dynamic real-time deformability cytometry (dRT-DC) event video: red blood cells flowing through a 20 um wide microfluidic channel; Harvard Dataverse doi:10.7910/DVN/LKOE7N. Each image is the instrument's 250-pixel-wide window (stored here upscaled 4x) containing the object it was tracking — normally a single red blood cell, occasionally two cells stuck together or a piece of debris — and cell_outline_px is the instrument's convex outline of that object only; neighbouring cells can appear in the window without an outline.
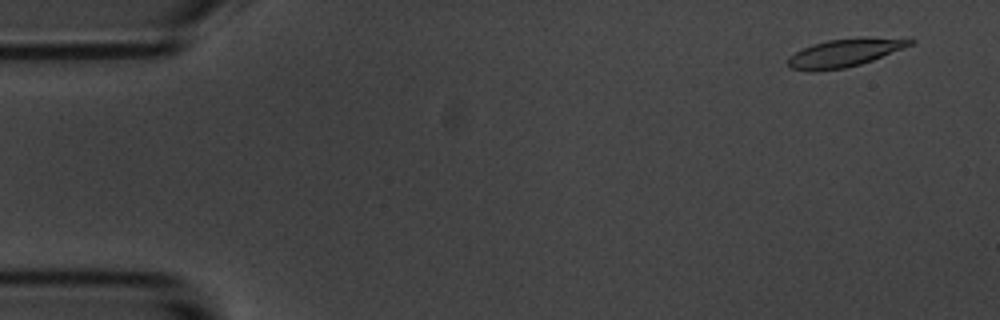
{"species": "common noctule bat (a hibernating species)", "species_latin": "Nyctalus noctula", "temperature_condition": "room temperature", "stored_images_in_passage": 57, "camera_frame_rate_fps": 3000, "um_per_image_px": 0.085, "animal": {"sex": "male", "body_mass_g": 20.1, "forearm_length_mm": 53.5}, "frame": {"image": 1, "passage_image": 4, "time_ms": 1.0, "image_size_px": [1000, 320], "cell_outline_px": [[916, 40], [912, 44], [872, 60], [860, 64], [844, 68], [816, 72], [812, 72], [792, 68], [788, 64], [788, 56], [812, 44], [828, 40]], "centroid_in_image_um": [71.6, 4.57], "position_along_channel_um": 13.4, "area_um2": 18.55}}
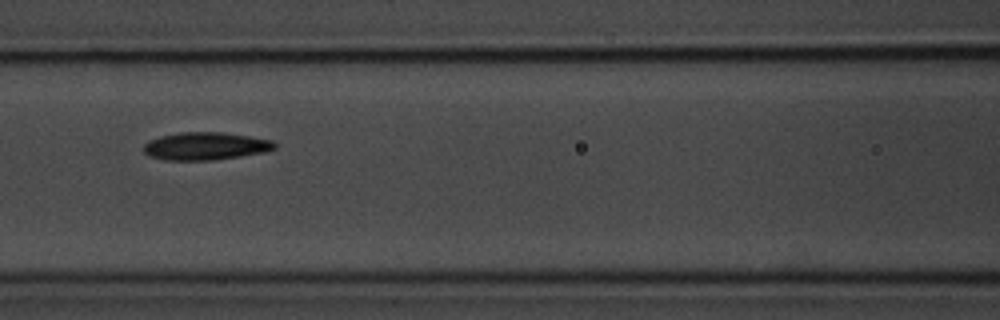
{"frame": {"image": 2, "passage_image": 25, "time_ms": 8.0, "image_size_px": [1000, 320], "cell_outline_px": [[276, 148], [264, 152], [240, 156], [212, 160], [164, 160], [148, 156], [144, 152], [144, 144], [148, 140], [160, 136], [180, 132], [224, 132], [272, 140], [276, 144]], "centroid_in_image_um": [17.44, 12.41], "position_along_channel_um": 149.2, "area_um2": 21.21}}
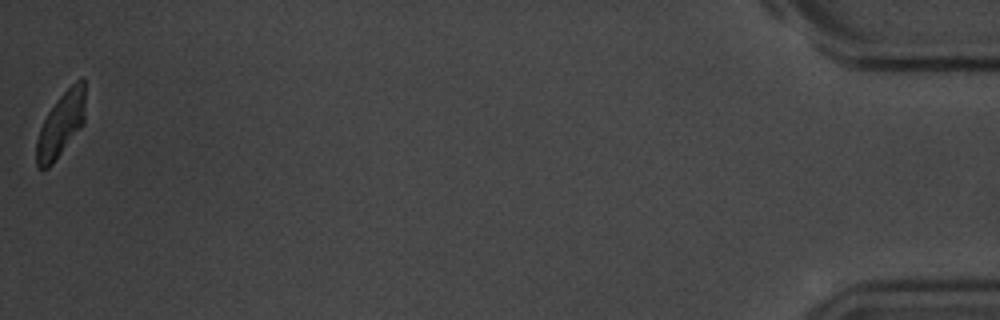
{"frame": {"image": 3, "passage_image": 57, "time_ms": 18.667, "image_size_px": [1000, 320], "cell_outline_px": [[84, 124], [52, 164], [48, 168], [36, 168], [36, 140], [40, 128], [48, 112], [56, 100], [76, 80], [84, 80]], "centroid_in_image_um": [5.16, 10.62], "position_along_channel_um": 430.0, "area_um2": 18.09}, "authors_computed_cell_mechanics": {"area_um2": 20.4612, "velocity_mm_per_s": 3.5353, "shape_relaxation_time_tau1_ms": 3.1261, "shape_relaxation_time_tau2_ms": 3.5604, "deformation_change_tau1": 0.1324, "deformation_change_tau2": 0.1009}}